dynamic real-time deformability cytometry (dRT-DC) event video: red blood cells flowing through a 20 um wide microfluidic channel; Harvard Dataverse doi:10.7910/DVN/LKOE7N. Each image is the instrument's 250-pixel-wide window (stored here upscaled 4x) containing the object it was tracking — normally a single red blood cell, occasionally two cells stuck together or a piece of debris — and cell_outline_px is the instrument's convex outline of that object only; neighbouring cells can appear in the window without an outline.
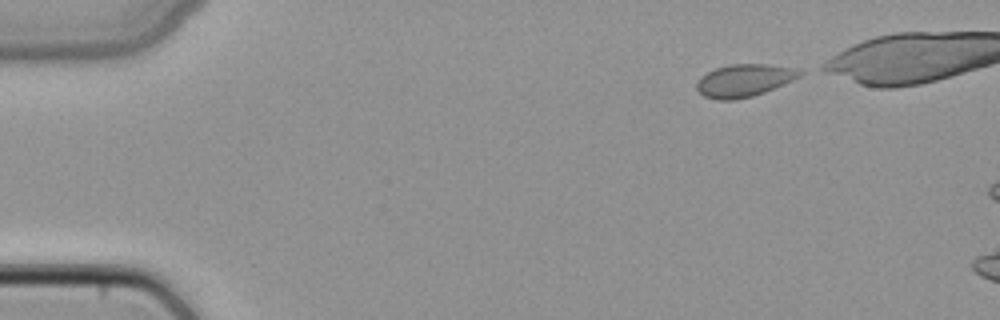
{"species": "common noctule bat (a hibernating species)", "species_latin": "Nyctalus noctula", "temperature_condition": "cold", "stored_images_in_passage": 6, "camera_frame_rate_fps": 3000, "um_per_image_px": 0.085, "animal": {"sex": "female", "body_mass_g": 22.7, "forearm_length_mm": 54.2}, "frame": {"image": 1, "passage_image": 1, "time_ms": 0.0, "image_size_px": [1000, 320], "cell_outline_px": [[804, 72], [800, 76], [792, 80], [764, 92], [752, 96], [732, 100], [720, 100], [704, 96], [696, 88], [696, 84], [700, 76], [716, 68], [728, 64], [768, 64], [792, 68]], "centroid_in_image_um": [63.22, 6.83], "position_along_channel_um": 21.8, "area_um2": 19.31}}